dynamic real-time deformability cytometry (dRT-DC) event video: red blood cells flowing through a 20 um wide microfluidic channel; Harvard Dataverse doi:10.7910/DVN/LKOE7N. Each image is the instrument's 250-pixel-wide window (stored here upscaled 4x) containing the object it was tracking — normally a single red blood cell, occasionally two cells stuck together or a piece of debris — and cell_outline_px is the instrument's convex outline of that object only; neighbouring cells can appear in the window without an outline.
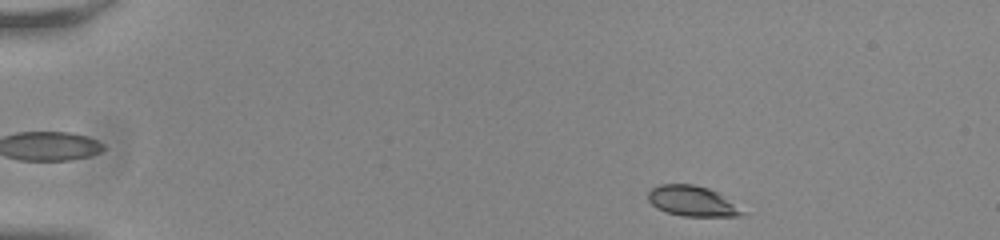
{"species": "common noctule bat (a hibernating species)", "species_latin": "Nyctalus noctula", "temperature_condition": "room temperature", "stored_images_in_passage": 47, "camera_frame_rate_fps": 3000, "um_per_image_px": 0.085, "animal": {"sex": "male", "body_mass_g": 20.0, "forearm_length_mm": 53.3}, "frame": {"image": 1, "passage_image": 1, "time_ms": 0.0, "image_size_px": [1000, 240], "cell_outline_px": [[744, 212], [740, 216], [684, 216], [668, 212], [656, 208], [648, 200], [648, 192], [652, 188], [660, 184], [692, 184], [708, 188], [716, 192]], "centroid_in_image_um": [58.76, 17.09], "position_along_channel_um": 26.2, "area_um2": 16.18}}
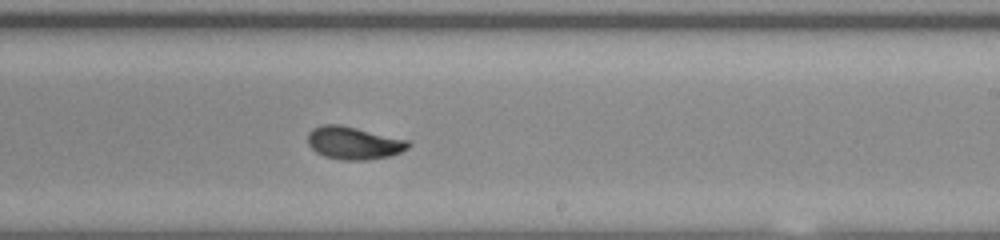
{"frame": {"image": 2, "passage_image": 27, "time_ms": 8.667, "image_size_px": [1000, 240], "cell_outline_px": [[412, 144], [408, 148], [400, 152], [388, 156], [368, 160], [340, 160], [324, 156], [316, 152], [308, 144], [308, 132], [312, 128], [320, 124], [340, 124], [408, 140]], "centroid_in_image_um": [30.04, 12.15], "position_along_channel_um": 259.0, "area_um2": 19.25}}
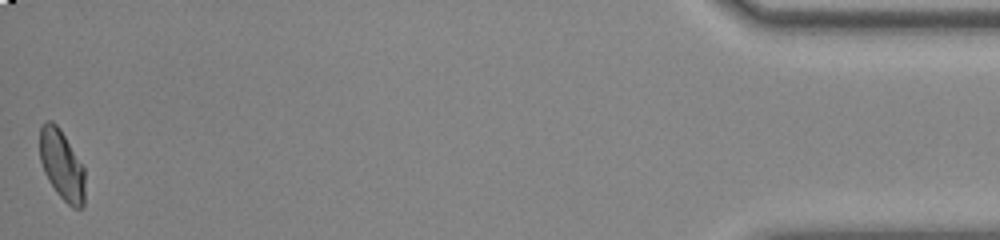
{"frame": {"image": 3, "passage_image": 47, "time_ms": 15.333, "image_size_px": [1000, 240], "cell_outline_px": [[84, 208], [72, 208], [56, 192], [48, 180], [44, 172], [40, 160], [40, 128], [44, 120], [52, 120], [60, 128], [84, 168]], "centroid_in_image_um": [5.24, 14.02], "position_along_channel_um": 430.0, "area_um2": 18.44}, "authors_computed_cell_mechanics": {"area_um2": 18.7272, "velocity_mm_per_s": 3.8054, "shape_relaxation_time_tau1_ms": 4.0795, "shape_relaxation_time_tau2_ms": 0.7604, "deformation_change_tau1": 0.1448, "deformation_change_tau2": 0.0346}}